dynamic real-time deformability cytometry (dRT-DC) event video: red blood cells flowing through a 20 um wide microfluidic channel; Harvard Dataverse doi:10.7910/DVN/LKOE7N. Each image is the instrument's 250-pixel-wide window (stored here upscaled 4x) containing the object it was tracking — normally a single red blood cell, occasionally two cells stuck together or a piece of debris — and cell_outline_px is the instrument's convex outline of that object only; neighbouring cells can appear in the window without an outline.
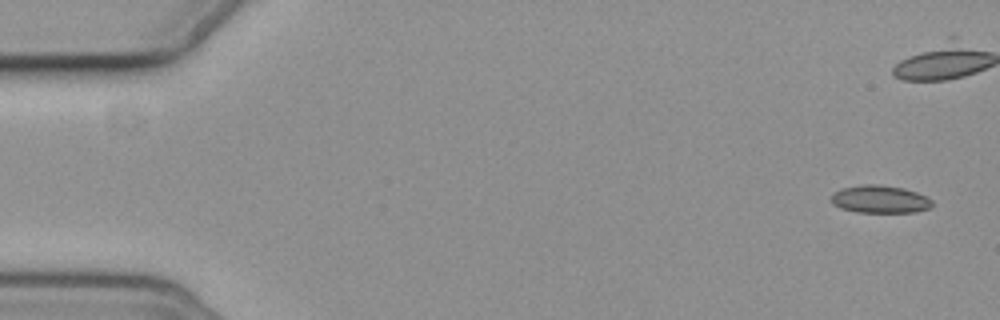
{"species": "common noctule bat (a hibernating species)", "species_latin": "Nyctalus noctula", "temperature_condition": "cold", "stored_images_in_passage": 8, "camera_frame_rate_fps": 3000, "um_per_image_px": 0.085, "animal": {"sex": "female", "body_mass_g": 19.3, "forearm_length_mm": 54.1}, "frame": {"image": 1, "passage_image": 1, "time_ms": 0.0, "image_size_px": [1000, 320], "cell_outline_px": [[932, 208], [916, 212], [856, 212], [840, 208], [832, 204], [832, 192], [840, 188], [864, 184], [880, 184], [904, 188], [916, 192], [932, 200]], "centroid_in_image_um": [74.78, 16.93], "position_along_channel_um": 10.2, "area_um2": 16.47}}
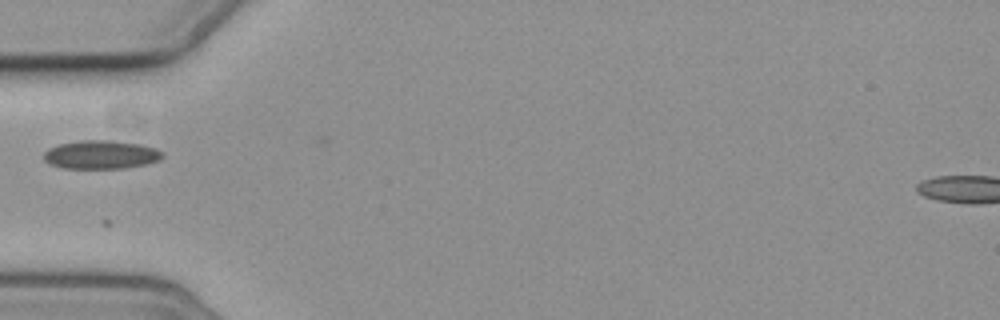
{"frame": {"image": 2, "passage_image": 6, "time_ms": 6.667, "image_size_px": [1000, 320], "cell_outline_px": [[164, 156], [160, 160], [144, 164], [124, 168], [64, 168], [48, 164], [44, 160], [44, 152], [48, 148], [60, 144], [80, 140], [108, 140], [140, 144], [156, 148], [164, 152]], "centroid_in_image_um": [8.58, 13.14], "position_along_channel_um": 76.4, "area_um2": 19.77}}